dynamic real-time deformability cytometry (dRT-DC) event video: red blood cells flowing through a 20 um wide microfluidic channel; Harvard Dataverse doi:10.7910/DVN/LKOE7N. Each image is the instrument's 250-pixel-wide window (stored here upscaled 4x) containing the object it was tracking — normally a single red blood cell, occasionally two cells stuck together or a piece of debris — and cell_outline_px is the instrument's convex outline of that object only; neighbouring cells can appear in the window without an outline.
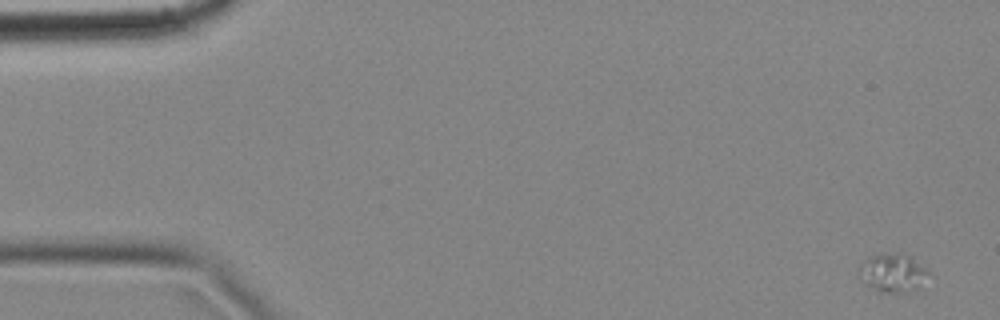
{"species": "common noctule bat (a hibernating species)", "species_latin": "Nyctalus noctula", "temperature_condition": "cold", "stored_images_in_passage": 7, "camera_frame_rate_fps": 3000, "um_per_image_px": 0.085, "animal": {"sex": "female", "body_mass_g": 18.4}, "frame": {"image": 1, "passage_image": 1, "time_ms": 0.0, "image_size_px": [1000, 320], "cell_outline_px": [[932, 276], [920, 288], [908, 292], [880, 292], [856, 276], [856, 272], [860, 264], [864, 260], [880, 252], [900, 252], [908, 256], [924, 268]], "centroid_in_image_um": [75.87, 23.18], "position_along_channel_um": 9.1, "area_um2": 15.9}}
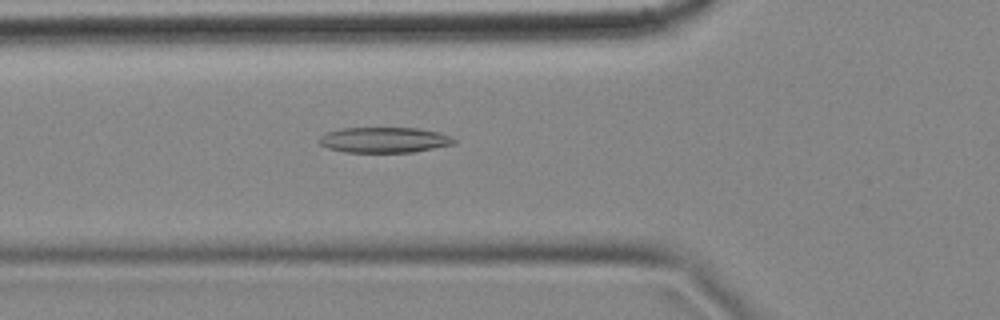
{"frame": {"image": 2, "passage_image": 7, "time_ms": 2.0, "image_size_px": [1000, 320], "cell_outline_px": [[456, 144], [412, 152], [344, 152], [328, 148], [320, 144], [320, 136], [328, 132], [340, 128], [416, 128], [440, 132], [452, 136], [456, 140]], "centroid_in_image_um": [32.7, 11.89], "position_along_channel_um": 93.1, "area_um2": 20.06}}